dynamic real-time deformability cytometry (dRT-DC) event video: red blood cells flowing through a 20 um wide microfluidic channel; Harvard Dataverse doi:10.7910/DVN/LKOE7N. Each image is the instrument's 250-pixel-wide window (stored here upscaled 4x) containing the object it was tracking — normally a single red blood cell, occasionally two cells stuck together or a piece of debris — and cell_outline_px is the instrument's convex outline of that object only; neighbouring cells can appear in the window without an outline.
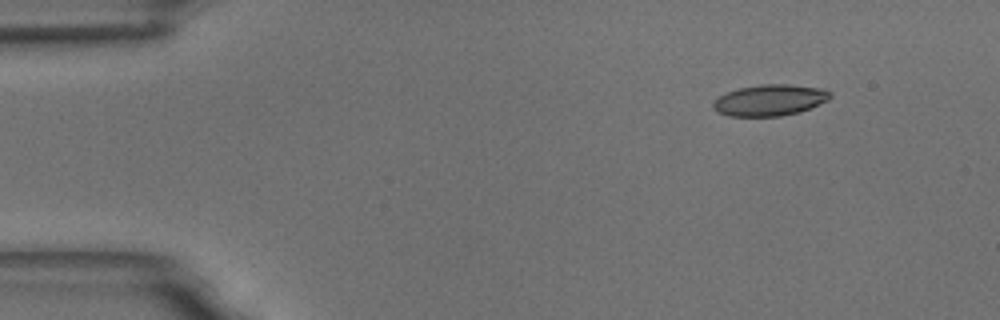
{"species": "common noctule bat (a hibernating species)", "species_latin": "Nyctalus noctula", "temperature_condition": "room temperature", "stored_images_in_passage": 4, "camera_frame_rate_fps": 3000, "um_per_image_px": 0.085, "animal": {"sex": "male", "body_mass_g": 18.8}, "frame": {"image": 1, "passage_image": 1, "time_ms": 0.0, "image_size_px": [1000, 320], "cell_outline_px": [[832, 96], [828, 100], [820, 104], [800, 112], [780, 116], [728, 116], [712, 108], [712, 104], [720, 96], [728, 92], [740, 88], [760, 84], [788, 84], [820, 88], [832, 92]], "centroid_in_image_um": [65.47, 8.51], "position_along_channel_um": 19.5, "area_um2": 21.21}}
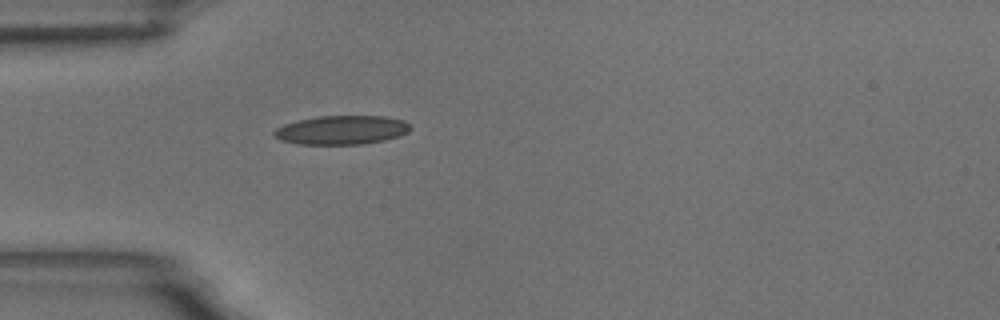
{"frame": {"image": 2, "passage_image": 4, "time_ms": 3.333, "image_size_px": [1000, 320], "cell_outline_px": [[412, 128], [408, 132], [400, 136], [384, 140], [364, 144], [300, 144], [280, 140], [272, 132], [276, 128], [284, 124], [300, 120], [320, 116], [384, 116], [404, 120]], "centroid_in_image_um": [29.07, 11.05], "position_along_channel_um": 55.9, "area_um2": 22.89}}